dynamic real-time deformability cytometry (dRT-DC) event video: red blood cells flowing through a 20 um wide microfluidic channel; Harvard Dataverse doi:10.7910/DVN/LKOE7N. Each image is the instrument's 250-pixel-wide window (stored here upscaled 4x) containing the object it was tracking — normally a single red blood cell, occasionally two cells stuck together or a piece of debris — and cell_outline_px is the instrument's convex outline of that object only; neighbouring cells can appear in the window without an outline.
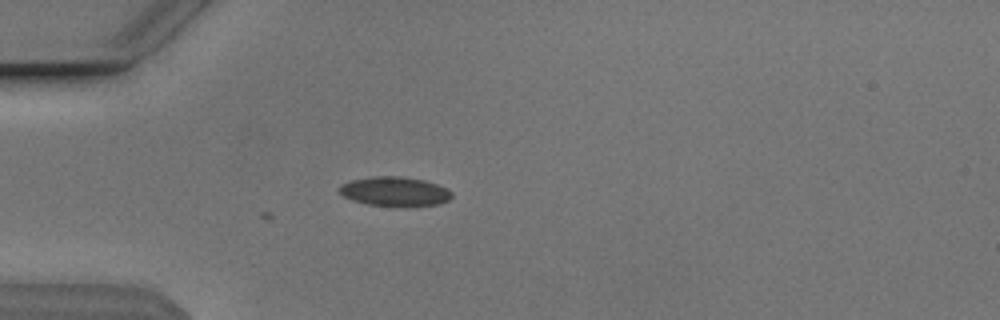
{"species": "Egyptian fruit bat (a non-hibernating species)", "species_latin": "Rousettus aegyptiacus", "temperature_condition": "cold", "stored_images_in_passage": 3, "camera_frame_rate_fps": 3000, "um_per_image_px": 0.085, "animal": {"sex": "male"}, "frame": {"image": 1, "passage_image": 1, "time_ms": 0.0, "image_size_px": [1000, 320], "cell_outline_px": [[452, 196], [448, 200], [436, 204], [404, 208], [368, 204], [352, 200], [344, 196], [340, 192], [340, 184], [352, 180], [372, 176], [404, 176], [424, 180], [448, 188], [452, 192]], "centroid_in_image_um": [33.58, 16.28], "position_along_channel_um": 51.4, "area_um2": 19.54}}